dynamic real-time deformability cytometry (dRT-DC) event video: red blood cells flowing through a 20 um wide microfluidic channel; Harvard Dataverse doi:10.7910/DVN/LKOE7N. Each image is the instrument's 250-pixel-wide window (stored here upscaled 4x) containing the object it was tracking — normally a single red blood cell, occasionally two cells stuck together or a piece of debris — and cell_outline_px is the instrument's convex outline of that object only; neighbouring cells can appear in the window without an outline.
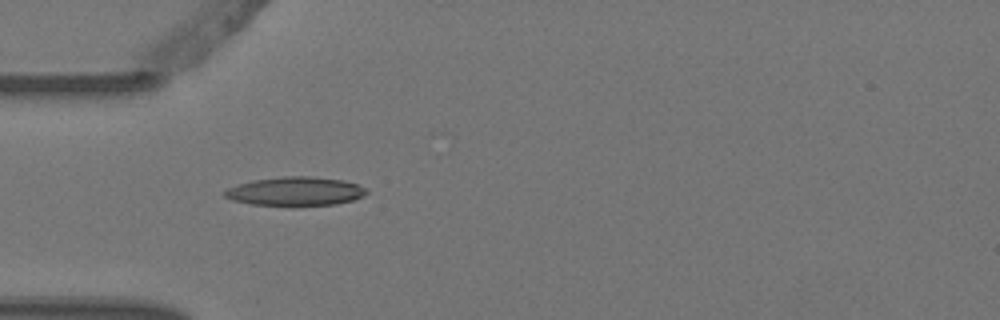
{"species": "Egyptian fruit bat (a non-hibernating species)", "species_latin": "Rousettus aegyptiacus", "temperature_condition": "warm", "stored_images_in_passage": 9, "camera_frame_rate_fps": 3000, "um_per_image_px": 0.085, "animal": {"sex": "female"}, "frame": {"image": 1, "passage_image": 4, "time_ms": 1.0, "image_size_px": [1000, 320], "cell_outline_px": [[368, 192], [364, 196], [352, 200], [336, 204], [252, 204], [232, 200], [224, 196], [224, 192], [228, 188], [252, 180], [284, 176], [312, 176], [344, 180], [368, 188]], "centroid_in_image_um": [25.15, 16.23], "position_along_channel_um": 59.9, "area_um2": 23.35}}
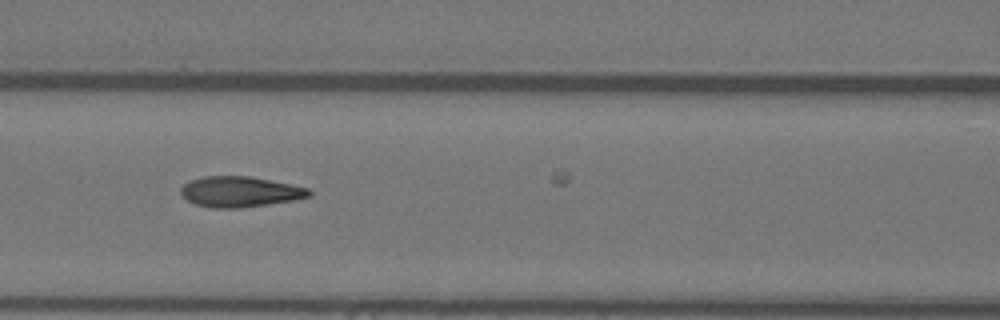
{"frame": {"image": 2, "passage_image": 6, "time_ms": 1.667, "image_size_px": [1000, 320], "cell_outline_px": [[312, 192], [308, 196], [292, 200], [268, 204], [240, 208], [212, 208], [196, 204], [188, 200], [180, 192], [180, 188], [184, 184], [192, 180], [204, 176], [248, 176], [308, 188]], "centroid_in_image_um": [20.36, 16.3], "position_along_channel_um": 146.2, "area_um2": 22.43}}
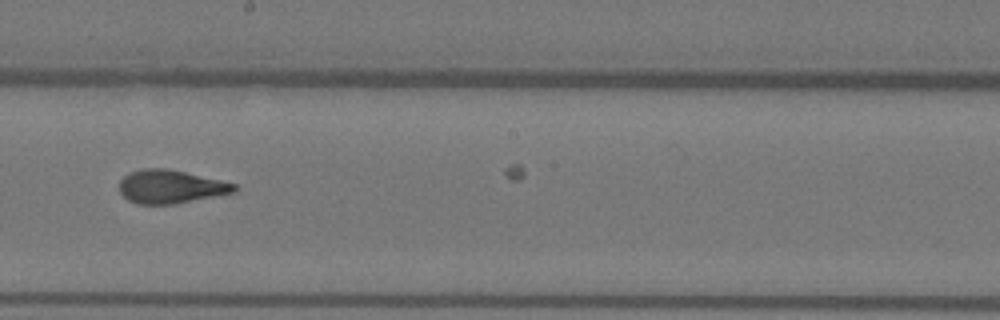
{"frame": {"image": 3, "passage_image": 8, "time_ms": 2.333, "image_size_px": [1000, 320], "cell_outline_px": [[236, 192], [172, 204], [136, 204], [128, 200], [120, 192], [120, 180], [124, 176], [132, 172], [144, 168], [164, 168], [184, 172], [236, 184]], "centroid_in_image_um": [14.47, 15.87], "position_along_channel_um": 233.7, "area_um2": 21.96}}